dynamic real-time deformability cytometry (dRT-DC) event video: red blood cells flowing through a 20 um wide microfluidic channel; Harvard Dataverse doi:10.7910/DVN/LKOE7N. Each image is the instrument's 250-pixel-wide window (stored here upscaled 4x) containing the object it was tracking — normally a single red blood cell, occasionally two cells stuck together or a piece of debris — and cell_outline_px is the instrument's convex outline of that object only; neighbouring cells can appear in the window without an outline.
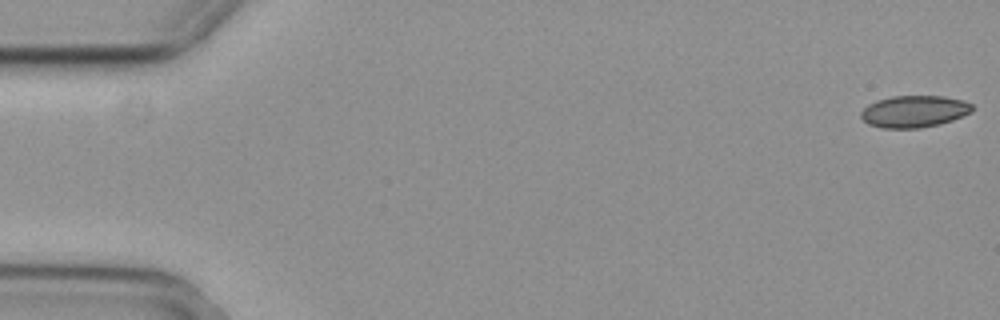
{"species": "common noctule bat (a hibernating species)", "species_latin": "Nyctalus noctula", "temperature_condition": "cold", "stored_images_in_passage": 56, "camera_frame_rate_fps": 3000, "um_per_image_px": 0.085, "animal": {"sex": "female", "body_mass_g": 29.2, "forearm_length_mm": 56.3}, "frame": {"image": 1, "passage_image": 1, "time_ms": 0.0, "image_size_px": [1000, 320], "cell_outline_px": [[972, 112], [952, 120], [920, 128], [884, 128], [868, 124], [860, 116], [860, 112], [868, 104], [876, 100], [892, 96], [944, 96], [960, 100], [972, 104]], "centroid_in_image_um": [77.67, 9.46], "position_along_channel_um": 7.3, "area_um2": 20.52}}
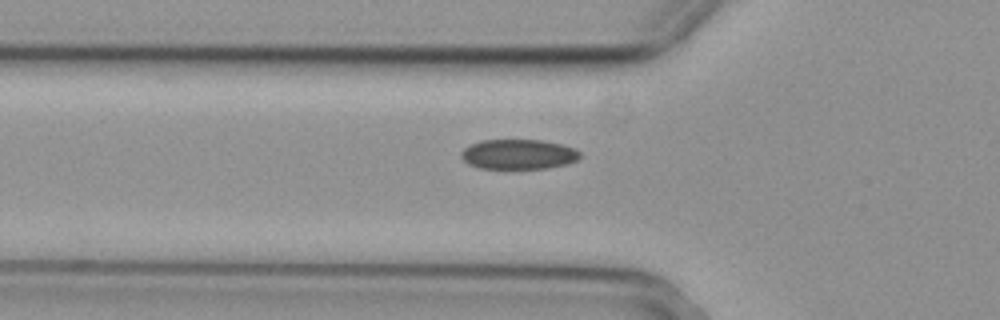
{"frame": {"image": 2, "passage_image": 19, "time_ms": 6.0, "image_size_px": [1000, 320], "cell_outline_px": [[580, 156], [576, 160], [568, 164], [548, 168], [480, 168], [468, 164], [460, 156], [460, 152], [464, 148], [480, 140], [540, 140], [560, 144], [576, 148], [580, 152]], "centroid_in_image_um": [44.07, 13.11], "position_along_channel_um": 81.7, "area_um2": 20.69}}
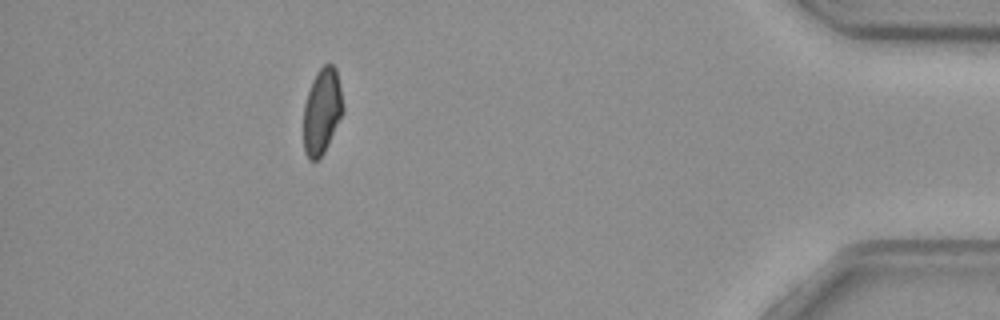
{"frame": {"image": 3, "passage_image": 50, "time_ms": 16.333, "image_size_px": [1000, 320], "cell_outline_px": [[344, 112], [324, 152], [316, 160], [308, 160], [304, 152], [304, 104], [312, 80], [316, 72], [324, 64], [332, 64], [336, 68], [344, 108]], "centroid_in_image_um": [27.37, 9.45], "position_along_channel_um": 407.8, "area_um2": 19.71}, "authors_computed_cell_mechanics": {"area_um2": 21.0392, "velocity_mm_per_s": 3.708, "shape_relaxation_time_tau1_ms": 4.1995, "shape_relaxation_time_tau2_ms": 5.5832, "deformation_change_tau1": 0.0947, "deformation_change_tau2": 0.0863}}